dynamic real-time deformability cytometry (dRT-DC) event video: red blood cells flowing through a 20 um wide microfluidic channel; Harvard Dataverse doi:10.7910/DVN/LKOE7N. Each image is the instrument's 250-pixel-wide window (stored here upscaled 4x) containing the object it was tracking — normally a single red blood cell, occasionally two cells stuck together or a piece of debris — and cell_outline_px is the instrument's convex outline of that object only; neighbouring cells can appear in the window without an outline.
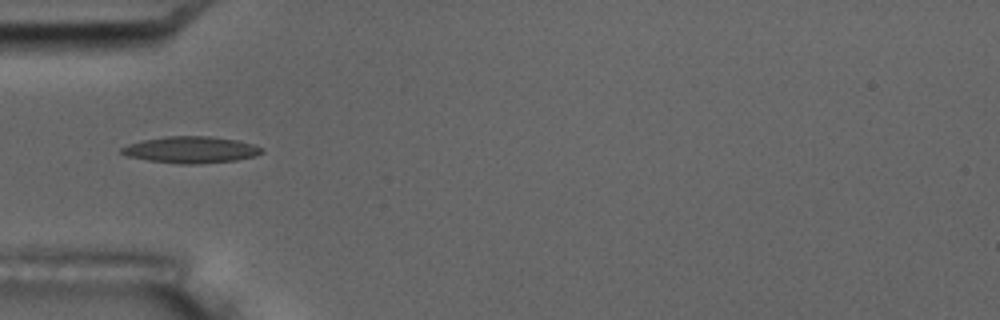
{"species": "common noctule bat (a hibernating species)", "species_latin": "Nyctalus noctula", "temperature_condition": "room temperature", "stored_images_in_passage": 2, "camera_frame_rate_fps": 3000, "um_per_image_px": 0.085, "animal": {"sex": "male", "body_mass_g": 17.5, "forearm_length_mm": 52.3}, "frame": {"image": 1, "passage_image": 2, "time_ms": 1.0, "image_size_px": [1000, 320], "cell_outline_px": [[264, 152], [256, 156], [236, 160], [200, 164], [180, 164], [148, 160], [128, 156], [120, 152], [120, 148], [128, 144], [144, 140], [164, 136], [212, 136], [236, 140], [252, 144], [264, 148]], "centroid_in_image_um": [16.25, 12.73], "position_along_channel_um": 68.7, "area_um2": 21.79}}